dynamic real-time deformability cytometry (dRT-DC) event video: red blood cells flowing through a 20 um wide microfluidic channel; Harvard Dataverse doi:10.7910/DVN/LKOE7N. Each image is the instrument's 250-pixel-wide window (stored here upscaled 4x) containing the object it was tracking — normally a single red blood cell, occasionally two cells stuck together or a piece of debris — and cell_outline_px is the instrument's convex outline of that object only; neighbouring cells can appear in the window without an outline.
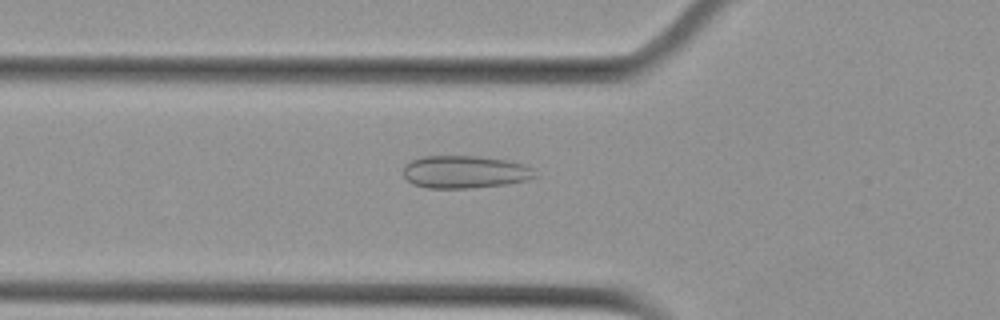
{"species": "Egyptian fruit bat (a non-hibernating species)", "species_latin": "Rousettus aegyptiacus", "temperature_condition": "cold", "stored_images_in_passage": 53, "camera_frame_rate_fps": 3000, "um_per_image_px": 0.085, "animal": {"sex": "female"}, "frame": {"image": 1, "passage_image": 18, "time_ms": 5.667, "image_size_px": [1000, 320], "cell_outline_px": [[540, 176], [528, 180], [504, 184], [468, 188], [428, 188], [412, 184], [404, 176], [404, 168], [412, 160], [424, 156], [480, 156], [508, 160], [524, 164], [532, 168]], "centroid_in_image_um": [39.57, 14.61], "position_along_channel_um": 86.2, "area_um2": 25.09}}
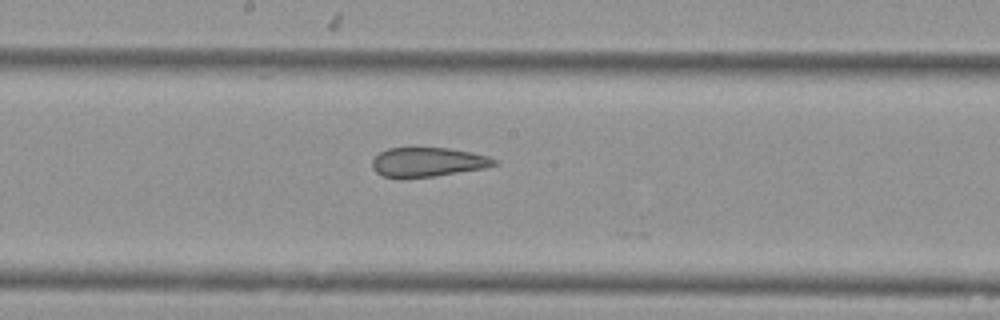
{"frame": {"image": 2, "passage_image": 28, "time_ms": 9.0, "image_size_px": [1000, 320], "cell_outline_px": [[500, 164], [484, 168], [436, 176], [404, 180], [400, 180], [380, 176], [372, 168], [372, 160], [380, 152], [388, 148], [448, 148], [472, 152], [488, 156], [496, 160]], "centroid_in_image_um": [36.32, 13.81], "position_along_channel_um": 211.9, "area_um2": 21.39}}
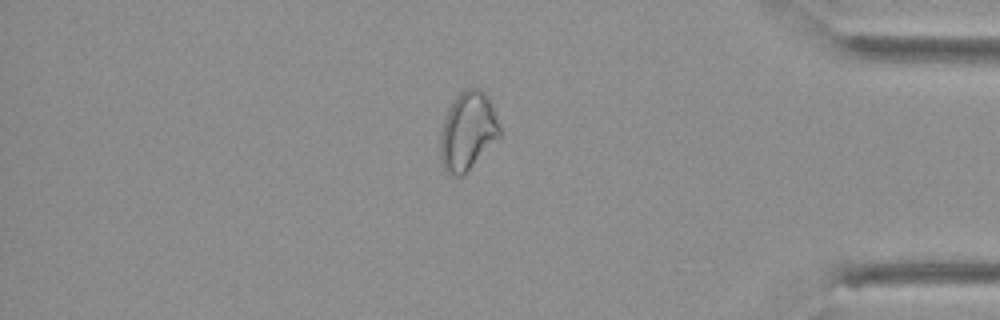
{"frame": {"image": 3, "passage_image": 45, "time_ms": 14.667, "image_size_px": [1000, 320], "cell_outline_px": [[500, 136], [468, 172], [464, 176], [452, 176], [444, 168], [440, 160], [440, 136], [444, 120], [448, 108], [452, 100], [464, 88], [480, 88], [488, 96], [500, 128]], "centroid_in_image_um": [39.74, 11.16], "position_along_channel_um": 395.5, "area_um2": 27.22}, "authors_computed_cell_mechanics": {"area_um2": 26.7614, "velocity_mm_per_s": 3.7616, "shape_relaxation_time_tau1_ms": null, "shape_relaxation_time_tau2_ms": 2.0928, "deformation_change_tau1": null, "deformation_change_tau2": 0.0916}}